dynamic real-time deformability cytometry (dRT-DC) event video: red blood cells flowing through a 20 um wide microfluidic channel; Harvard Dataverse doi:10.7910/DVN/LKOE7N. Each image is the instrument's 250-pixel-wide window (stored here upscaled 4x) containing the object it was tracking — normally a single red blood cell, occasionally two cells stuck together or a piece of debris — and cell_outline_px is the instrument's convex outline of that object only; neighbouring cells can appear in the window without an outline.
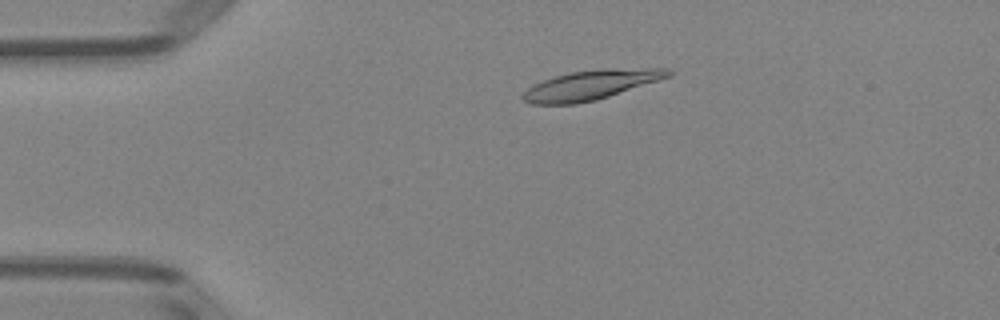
{"species": "Egyptian fruit bat (a non-hibernating species)", "species_latin": "Rousettus aegyptiacus", "temperature_condition": "room temperature", "stored_images_in_passage": 48, "camera_frame_rate_fps": 3000, "um_per_image_px": 0.085, "animal": {"sex": "female"}, "frame": {"image": 1, "passage_image": 8, "time_ms": 2.333, "image_size_px": [1000, 320], "cell_outline_px": [[672, 76], [596, 100], [576, 104], [532, 104], [520, 100], [520, 96], [532, 84], [568, 72], [600, 68], [672, 68]], "centroid_in_image_um": [50.22, 7.21], "position_along_channel_um": 34.8, "area_um2": 25.32}}
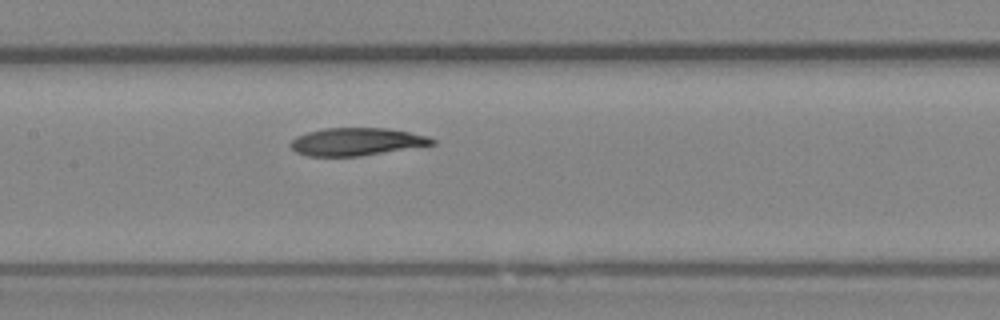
{"frame": {"image": 2, "passage_image": 22, "time_ms": 7.0, "image_size_px": [1000, 320], "cell_outline_px": [[436, 144], [360, 156], [308, 156], [296, 152], [288, 144], [296, 136], [308, 132], [324, 128], [384, 128], [408, 132], [428, 136], [436, 140]], "centroid_in_image_um": [30.29, 12.05], "position_along_channel_um": 177.1, "area_um2": 22.77}}
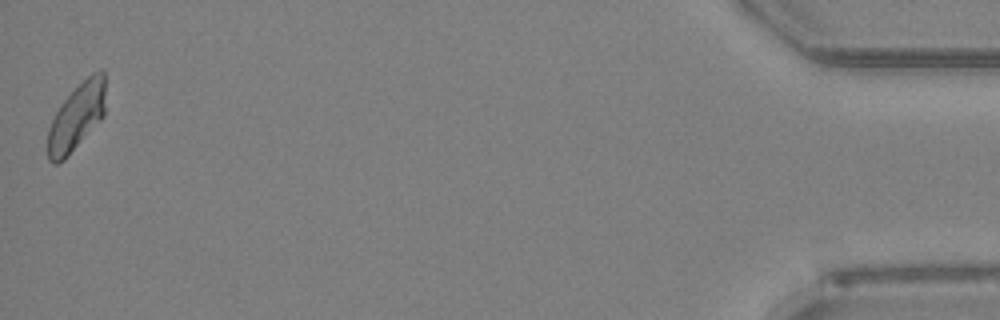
{"frame": {"image": 3, "passage_image": 48, "time_ms": 15.667, "image_size_px": [1000, 320], "cell_outline_px": [[104, 116], [68, 156], [64, 160], [56, 164], [52, 164], [48, 160], [48, 128], [60, 104], [92, 72], [100, 68], [104, 68]], "centroid_in_image_um": [6.51, 9.95], "position_along_channel_um": 428.7, "area_um2": 22.31}, "authors_computed_cell_mechanics": {"area_um2": 23.7847, "velocity_mm_per_s": 3.9695, "shape_relaxation_time_tau1_ms": 5.7176, "shape_relaxation_time_tau2_ms": 10.6115, "deformation_change_tau1": 0.1529, "deformation_change_tau2": 0.1724}}